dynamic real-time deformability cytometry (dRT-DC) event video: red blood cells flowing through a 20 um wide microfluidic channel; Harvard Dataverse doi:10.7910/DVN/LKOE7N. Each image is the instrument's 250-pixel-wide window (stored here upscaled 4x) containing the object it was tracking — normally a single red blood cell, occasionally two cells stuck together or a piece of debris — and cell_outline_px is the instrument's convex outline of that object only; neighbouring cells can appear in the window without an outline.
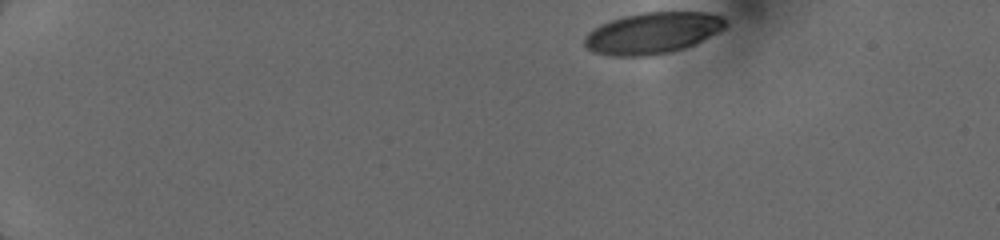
{"species": "human", "species_latin": "Homo sapiens", "temperature_condition": "cold", "stored_images_in_passage": 27, "camera_frame_rate_fps": 3000, "um_per_image_px": 0.085, "donor": {"sex": "female"}, "frame": {"image": 1, "passage_image": 1, "time_ms": 0.0, "image_size_px": [1000, 240], "cell_outline_px": [[728, 24], [724, 28], [684, 48], [672, 52], [648, 56], [612, 56], [592, 52], [584, 44], [584, 36], [592, 28], [600, 24], [624, 16], [644, 12], [708, 12], [720, 16]], "centroid_in_image_um": [55.41, 2.81], "position_along_channel_um": 29.6, "area_um2": 33.81}}
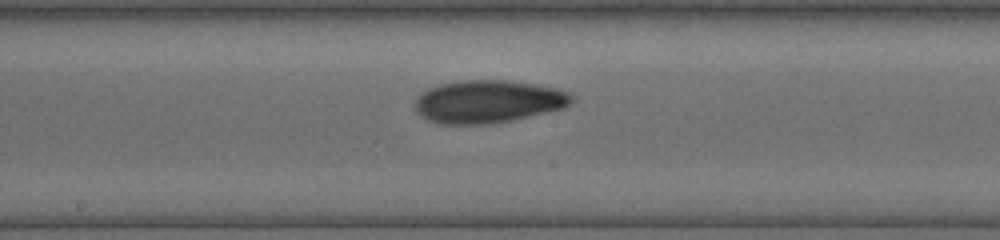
{"frame": {"image": 2, "passage_image": 16, "time_ms": 7.0, "image_size_px": [1000, 240], "cell_outline_px": [[572, 100], [564, 108], [508, 120], [488, 124], [448, 124], [428, 120], [416, 112], [416, 100], [428, 88], [440, 84], [464, 80], [508, 80], [536, 84], [556, 88], [568, 92], [572, 96]], "centroid_in_image_um": [41.49, 8.62], "position_along_channel_um": 206.7, "area_um2": 38.49}}
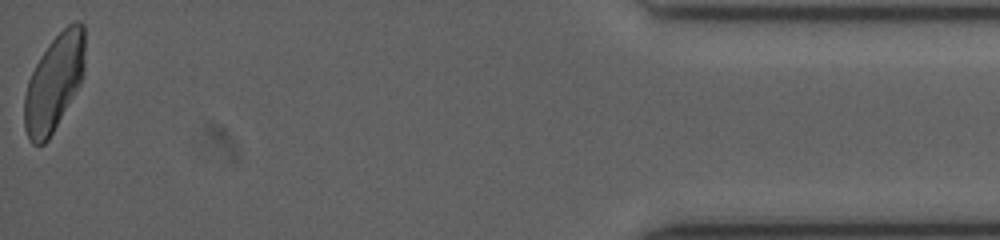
{"frame": {"image": 3, "passage_image": 27, "time_ms": 14.0, "image_size_px": [1000, 240], "cell_outline_px": [[84, 72], [80, 84], [48, 140], [44, 144], [32, 144], [24, 128], [24, 96], [28, 80], [36, 64], [48, 44], [68, 24], [76, 20], [80, 20], [84, 24]], "centroid_in_image_um": [4.6, 7.02], "position_along_channel_um": 430.6, "area_um2": 33.81}}